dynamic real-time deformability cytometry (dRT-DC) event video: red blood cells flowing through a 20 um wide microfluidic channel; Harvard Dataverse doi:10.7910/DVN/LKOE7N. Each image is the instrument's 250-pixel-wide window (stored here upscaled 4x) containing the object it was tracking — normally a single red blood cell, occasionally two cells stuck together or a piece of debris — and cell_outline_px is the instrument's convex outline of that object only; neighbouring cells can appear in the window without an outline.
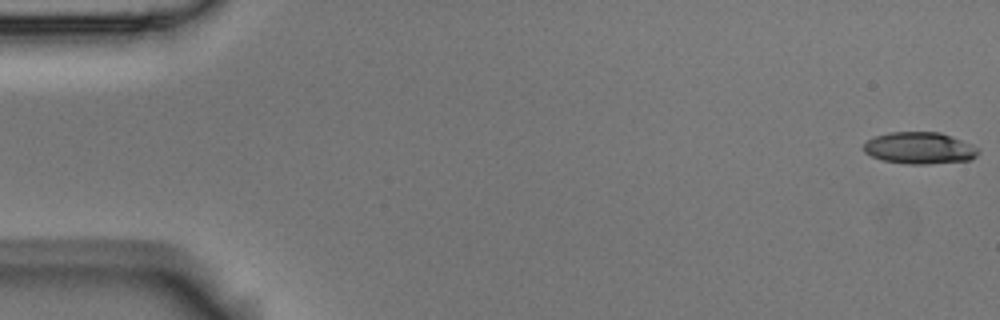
{"species": "Egyptian fruit bat (a non-hibernating species)", "species_latin": "Rousettus aegyptiacus", "temperature_condition": "room temperature", "stored_images_in_passage": 54, "camera_frame_rate_fps": 3000, "um_per_image_px": 0.085, "animal": {"sex": "male"}, "frame": {"image": 1, "passage_image": 1, "time_ms": 0.0, "image_size_px": [1000, 320], "cell_outline_px": [[980, 152], [972, 160], [928, 164], [908, 164], [880, 160], [864, 152], [864, 144], [872, 136], [888, 132], [940, 132], [952, 136], [972, 144], [980, 148]], "centroid_in_image_um": [78.18, 12.58], "position_along_channel_um": 6.8, "area_um2": 21.56}}
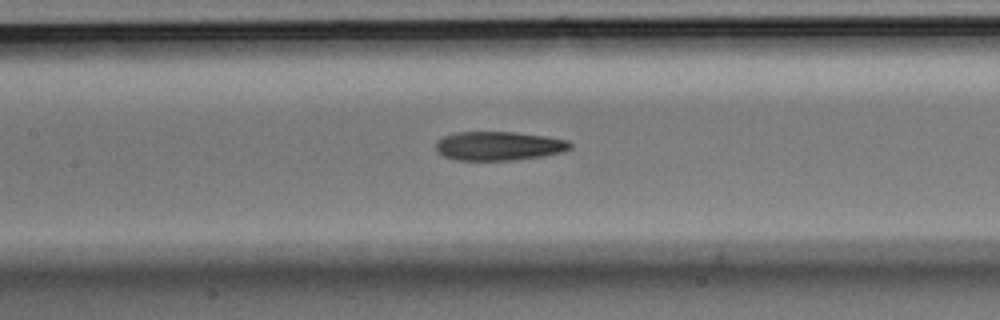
{"frame": {"image": 2, "passage_image": 25, "time_ms": 8.0, "image_size_px": [1000, 320], "cell_outline_px": [[572, 148], [564, 152], [516, 160], [456, 160], [444, 156], [436, 152], [436, 140], [444, 136], [456, 132], [516, 132], [544, 136], [568, 140], [572, 144]], "centroid_in_image_um": [42.39, 12.4], "position_along_channel_um": 165.0, "area_um2": 22.77}}
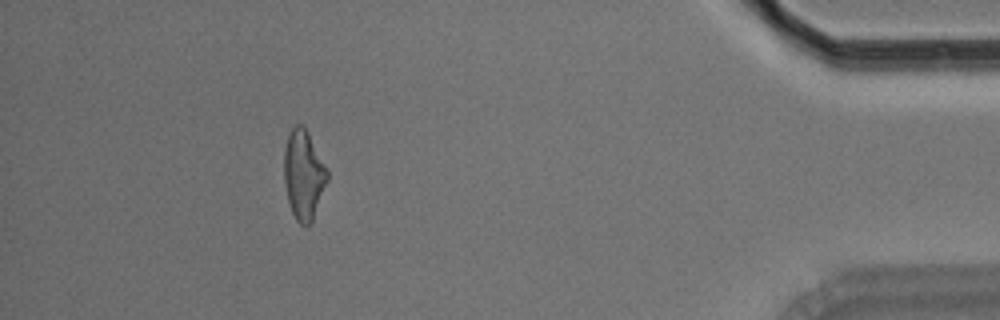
{"frame": {"image": 3, "passage_image": 49, "time_ms": 16.0, "image_size_px": [1000, 320], "cell_outline_px": [[328, 180], [312, 220], [308, 224], [300, 224], [296, 220], [292, 212], [288, 200], [284, 180], [284, 152], [288, 132], [296, 124], [304, 124], [328, 168]], "centroid_in_image_um": [25.81, 14.79], "position_along_channel_um": 409.4, "area_um2": 22.6}, "authors_computed_cell_mechanics": {"area_um2": 22.7732, "velocity_mm_per_s": 3.7455, "shape_relaxation_time_tau1_ms": 9.3961, "shape_relaxation_time_tau2_ms": 4.4092, "deformation_change_tau1": 0.2319, "deformation_change_tau2": 0.1521}}